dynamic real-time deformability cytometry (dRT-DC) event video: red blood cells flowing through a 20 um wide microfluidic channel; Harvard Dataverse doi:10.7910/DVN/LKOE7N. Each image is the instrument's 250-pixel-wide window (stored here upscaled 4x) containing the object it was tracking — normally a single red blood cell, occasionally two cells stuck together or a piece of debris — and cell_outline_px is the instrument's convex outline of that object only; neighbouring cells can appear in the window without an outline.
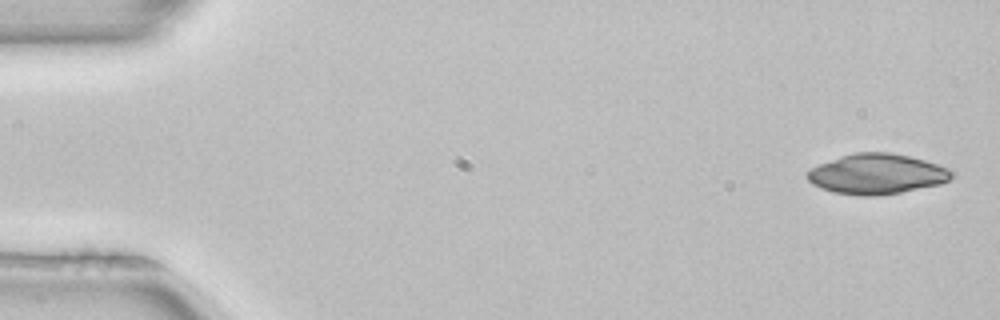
{"species": "common noctule bat (a hibernating species)", "species_latin": "Nyctalus noctula", "temperature_condition": "room temperature", "stored_images_in_passage": 4, "segment_of_instrument_passage": [2, 2], "camera_frame_rate_fps": 3000, "um_per_image_px": 0.085, "animal": {"sex": "female", "body_mass_g": 22.7, "forearm_length_mm": 54.2}, "frame": {"image": 1, "passage_image": 4, "time_ms": 1.0, "image_size_px": [1000, 320], "cell_outline_px": [[956, 172], [948, 180], [940, 184], [900, 192], [876, 196], [864, 196], [832, 192], [820, 188], [812, 184], [804, 176], [812, 168], [820, 164], [840, 156], [856, 152], [888, 152], [908, 156], [924, 160], [948, 168]], "centroid_in_image_um": [74.52, 14.79], "position_along_channel_um": 10.5, "area_um2": 33.76}}